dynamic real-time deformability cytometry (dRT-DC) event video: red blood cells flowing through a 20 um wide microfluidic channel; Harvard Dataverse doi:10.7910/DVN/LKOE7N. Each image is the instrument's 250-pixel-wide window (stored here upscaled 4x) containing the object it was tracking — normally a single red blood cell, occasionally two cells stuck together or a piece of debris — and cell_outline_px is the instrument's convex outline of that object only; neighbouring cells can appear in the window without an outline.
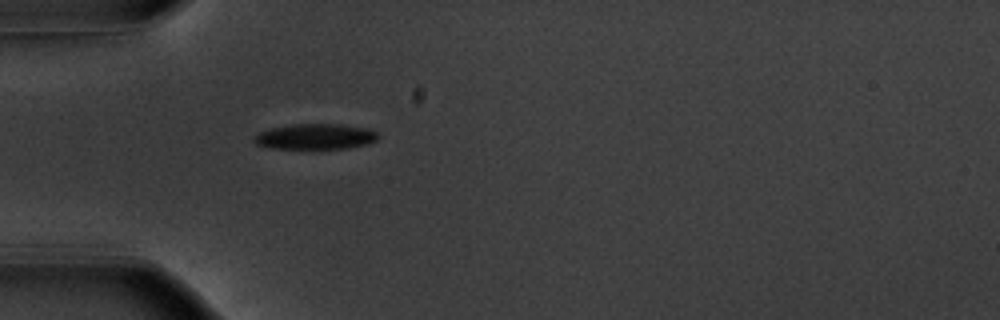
{"species": "common noctule bat (a hibernating species)", "species_latin": "Nyctalus noctula", "temperature_condition": "warm", "stored_images_in_passage": 38, "camera_frame_rate_fps": 3000, "um_per_image_px": 0.085, "animal": {"sex": "male", "body_mass_g": 20.1, "forearm_length_mm": 53.5}, "frame": {"image": 1, "passage_image": 1, "time_ms": 0.0, "image_size_px": [1000, 320], "cell_outline_px": [[380, 136], [376, 140], [364, 144], [348, 148], [268, 148], [256, 144], [252, 140], [252, 136], [268, 128], [292, 124], [340, 124], [368, 128], [376, 132]], "centroid_in_image_um": [26.75, 11.6], "position_along_channel_um": 58.2, "area_um2": 18.5}}
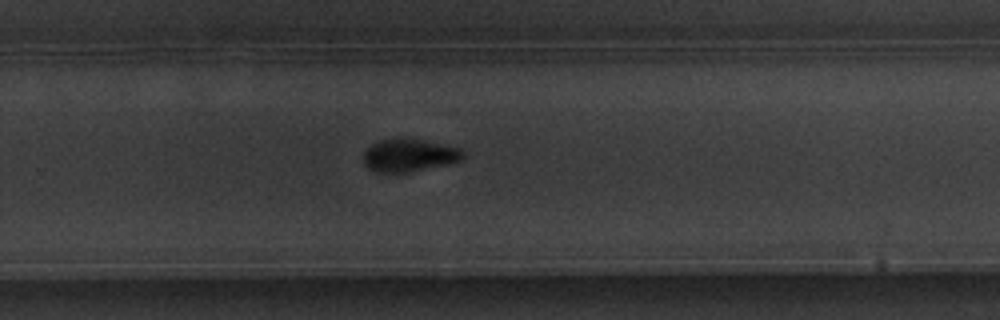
{"frame": {"image": 2, "passage_image": 20, "time_ms": 6.333, "image_size_px": [1000, 320], "cell_outline_px": [[464, 160], [448, 164], [408, 172], [376, 172], [368, 168], [364, 164], [364, 152], [372, 144], [384, 140], [420, 140], [460, 148], [464, 152]], "centroid_in_image_um": [34.81, 13.23], "position_along_channel_um": 295.0, "area_um2": 18.44}}
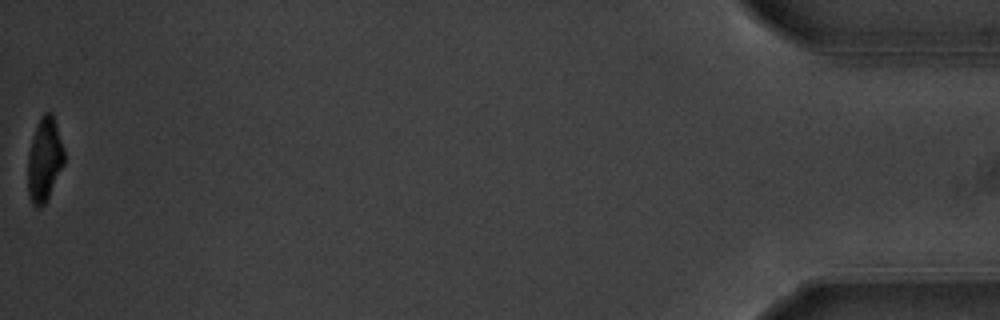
{"frame": {"image": 3, "passage_image": 38, "time_ms": 12.333, "image_size_px": [1000, 320], "cell_outline_px": [[64, 164], [44, 204], [40, 208], [36, 208], [32, 204], [28, 192], [28, 156], [32, 140], [40, 116], [44, 112], [52, 112], [64, 152]], "centroid_in_image_um": [3.77, 13.58], "position_along_channel_um": 431.4, "area_um2": 17.34}, "authors_computed_cell_mechanics": {"area_um2": 19.8543, "velocity_mm_per_s": 3.8201, "shape_relaxation_time_tau1_ms": 2.424, "shape_relaxation_time_tau2_ms": 4.6515, "deformation_change_tau1": 0.1549, "deformation_change_tau2": 0.0916}}